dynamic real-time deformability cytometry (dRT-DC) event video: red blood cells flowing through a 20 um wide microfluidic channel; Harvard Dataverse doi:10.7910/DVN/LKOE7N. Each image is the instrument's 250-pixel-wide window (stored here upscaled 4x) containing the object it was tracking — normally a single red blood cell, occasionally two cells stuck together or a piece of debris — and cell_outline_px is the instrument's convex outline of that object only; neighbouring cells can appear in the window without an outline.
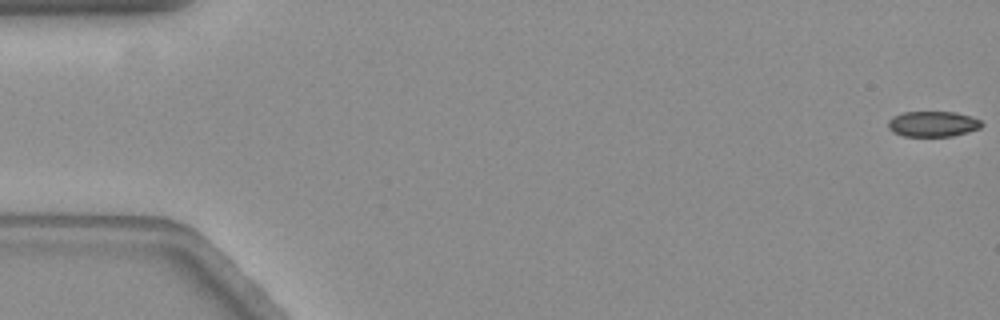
{"species": "common noctule bat (a hibernating species)", "species_latin": "Nyctalus noctula", "temperature_condition": "warm", "stored_images_in_passage": 59, "camera_frame_rate_fps": 3000, "um_per_image_px": 0.085, "animal": {"sex": "female", "body_mass_g": 19.3, "forearm_length_mm": 54.1}, "frame": {"image": 1, "passage_image": 1, "time_ms": 0.0, "image_size_px": [1000, 320], "cell_outline_px": [[984, 124], [980, 128], [952, 136], [904, 136], [892, 132], [888, 128], [888, 120], [892, 116], [904, 112], [956, 112], [972, 116], [980, 120]], "centroid_in_image_um": [79.28, 10.53], "position_along_channel_um": 5.7, "area_um2": 13.99}}
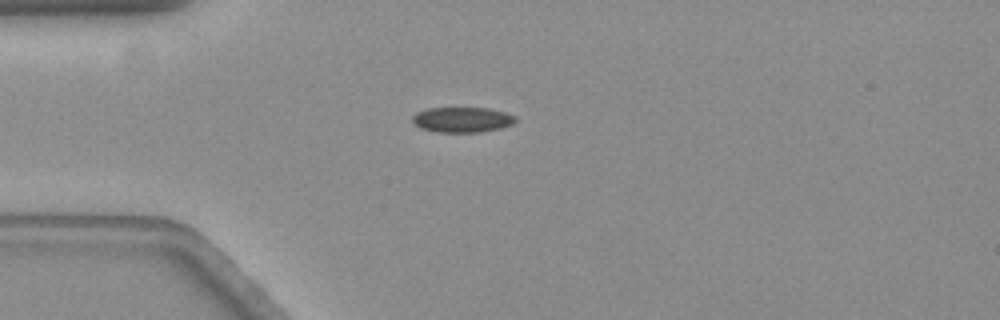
{"frame": {"image": 2, "passage_image": 16, "time_ms": 5.0, "image_size_px": [1000, 320], "cell_outline_px": [[516, 120], [512, 124], [500, 128], [480, 132], [436, 132], [420, 128], [412, 120], [412, 116], [416, 112], [428, 108], [488, 108], [504, 112], [516, 116]], "centroid_in_image_um": [39.27, 10.17], "position_along_channel_um": 45.7, "area_um2": 15.14}}
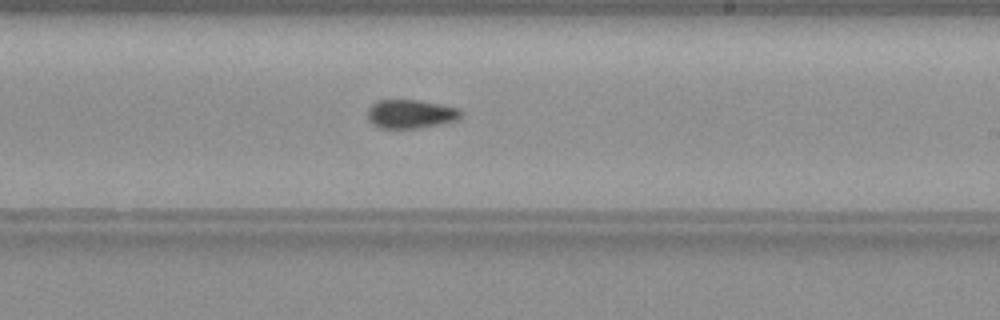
{"frame": {"image": 3, "passage_image": 35, "time_ms": 11.333, "image_size_px": [1000, 320], "cell_outline_px": [[460, 116], [456, 120], [440, 124], [420, 128], [380, 128], [372, 124], [368, 120], [368, 108], [376, 100], [416, 100], [440, 104], [456, 108], [460, 112]], "centroid_in_image_um": [34.84, 9.69], "position_along_channel_um": 254.2, "area_um2": 15.49}}